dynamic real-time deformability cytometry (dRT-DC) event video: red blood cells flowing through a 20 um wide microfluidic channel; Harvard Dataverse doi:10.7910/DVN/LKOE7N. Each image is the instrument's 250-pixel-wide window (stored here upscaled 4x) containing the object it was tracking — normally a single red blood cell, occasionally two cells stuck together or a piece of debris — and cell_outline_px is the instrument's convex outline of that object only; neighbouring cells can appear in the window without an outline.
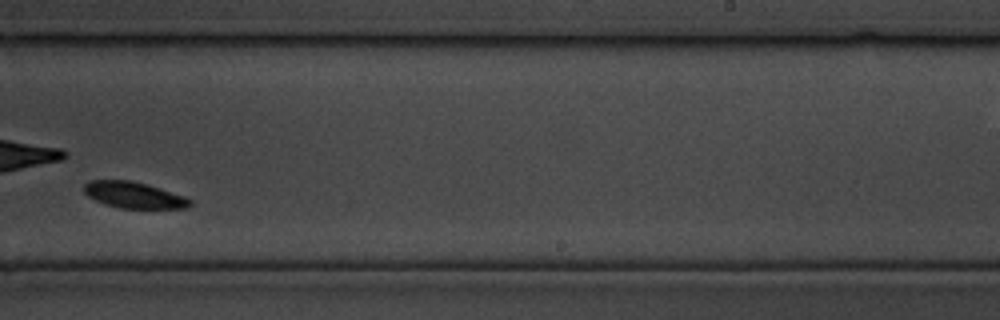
{"species": "common noctule bat (a hibernating species)", "species_latin": "Nyctalus noctula", "temperature_condition": "cold", "stored_images_in_passage": 29, "camera_frame_rate_fps": 3000, "um_per_image_px": 0.085, "animal": {"sex": "male", "body_mass_g": 19.5, "forearm_length_mm": 54.6}, "frame": {"image": 1, "passage_image": 18, "time_ms": 5.667, "image_size_px": [1000, 320], "cell_outline_px": [[192, 204], [188, 208], [116, 208], [104, 204], [88, 196], [84, 192], [84, 184], [88, 180], [128, 180], [148, 184], [184, 196], [192, 200]], "centroid_in_image_um": [11.37, 16.58], "position_along_channel_um": 277.6, "area_um2": 16.3}}
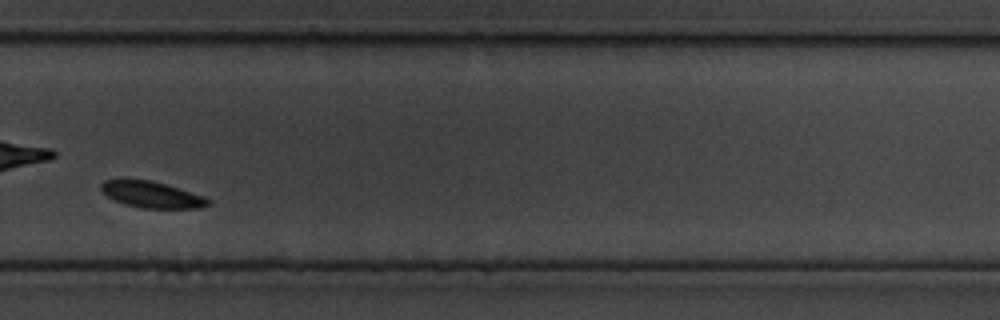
{"frame": {"image": 2, "passage_image": 19, "time_ms": 6.0, "image_size_px": [1000, 320], "cell_outline_px": [[208, 204], [200, 208], [140, 208], [124, 204], [108, 196], [100, 188], [100, 184], [104, 180], [120, 176], [152, 180], [204, 196], [208, 200]], "centroid_in_image_um": [12.79, 16.49], "position_along_channel_um": 317.0, "area_um2": 16.76}}
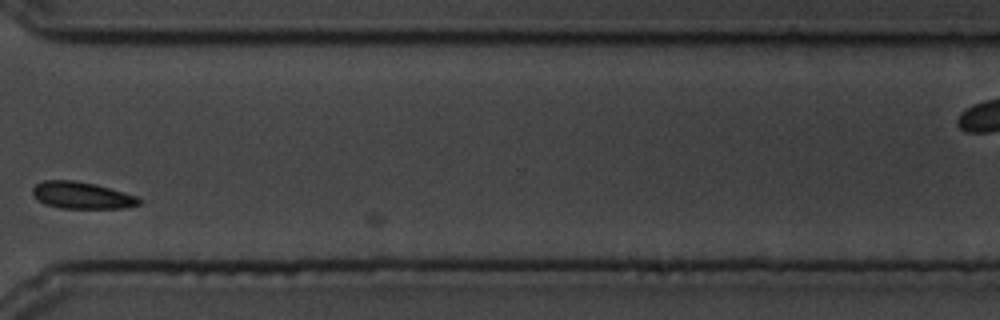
{"frame": {"image": 3, "passage_image": 21, "time_ms": 6.667, "image_size_px": [1000, 320], "cell_outline_px": [[140, 204], [124, 208], [60, 208], [44, 204], [32, 196], [32, 188], [36, 184], [44, 180], [72, 180], [96, 184], [136, 196], [140, 200]], "centroid_in_image_um": [6.9, 16.6], "position_along_channel_um": 363.7, "area_um2": 16.65}}